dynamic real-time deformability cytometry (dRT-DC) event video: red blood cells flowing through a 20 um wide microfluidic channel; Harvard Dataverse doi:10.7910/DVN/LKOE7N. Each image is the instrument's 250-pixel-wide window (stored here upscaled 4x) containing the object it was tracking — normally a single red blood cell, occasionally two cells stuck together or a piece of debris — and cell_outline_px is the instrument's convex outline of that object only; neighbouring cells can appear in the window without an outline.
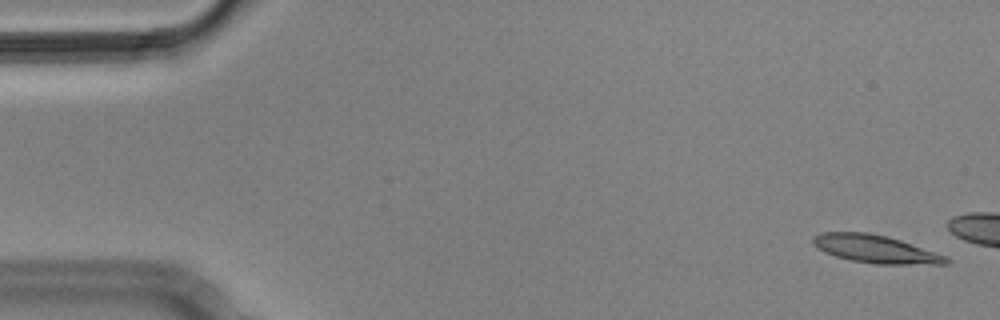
{"species": "Egyptian fruit bat (a non-hibernating species)", "species_latin": "Rousettus aegyptiacus", "temperature_condition": "cold", "stored_images_in_passage": 4, "camera_frame_rate_fps": 3000, "um_per_image_px": 0.085, "animal": {"sex": "male"}, "frame": {"image": 1, "passage_image": 1, "time_ms": 0.0, "image_size_px": [1000, 320], "cell_outline_px": [[952, 260], [948, 264], [876, 264], [852, 260], [836, 256], [824, 252], [816, 248], [812, 244], [812, 236], [824, 232], [868, 232], [888, 236], [948, 256]], "centroid_in_image_um": [74.43, 21.16], "position_along_channel_um": 10.6, "area_um2": 21.79}}